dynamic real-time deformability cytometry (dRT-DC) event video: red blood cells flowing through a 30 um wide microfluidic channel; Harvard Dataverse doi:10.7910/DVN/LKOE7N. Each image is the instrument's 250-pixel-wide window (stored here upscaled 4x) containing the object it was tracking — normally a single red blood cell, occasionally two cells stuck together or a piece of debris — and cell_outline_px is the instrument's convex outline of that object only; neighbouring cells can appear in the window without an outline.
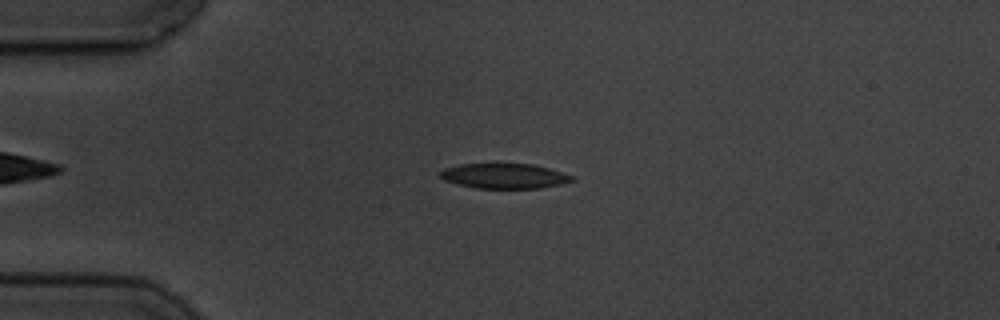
{"species": "common noctule bat (a hibernating species)", "species_latin": "Nyctalus noctula", "temperature_condition": "cold", "stored_images_in_passage": 4, "camera_frame_rate_fps": 3000, "um_per_image_px": 0.085, "animal": {"sex": "male", "body_mass_g": 19.5, "forearm_length_mm": 54.6}, "frame": {"image": 1, "passage_image": 4, "time_ms": 4.0, "image_size_px": [1000, 320], "cell_outline_px": [[576, 180], [560, 184], [540, 188], [476, 188], [456, 184], [444, 180], [440, 176], [440, 172], [444, 168], [460, 164], [492, 160], [500, 160], [532, 164], [548, 168], [572, 176]], "centroid_in_image_um": [42.8, 14.9], "position_along_channel_um": 42.2, "area_um2": 20.23}}